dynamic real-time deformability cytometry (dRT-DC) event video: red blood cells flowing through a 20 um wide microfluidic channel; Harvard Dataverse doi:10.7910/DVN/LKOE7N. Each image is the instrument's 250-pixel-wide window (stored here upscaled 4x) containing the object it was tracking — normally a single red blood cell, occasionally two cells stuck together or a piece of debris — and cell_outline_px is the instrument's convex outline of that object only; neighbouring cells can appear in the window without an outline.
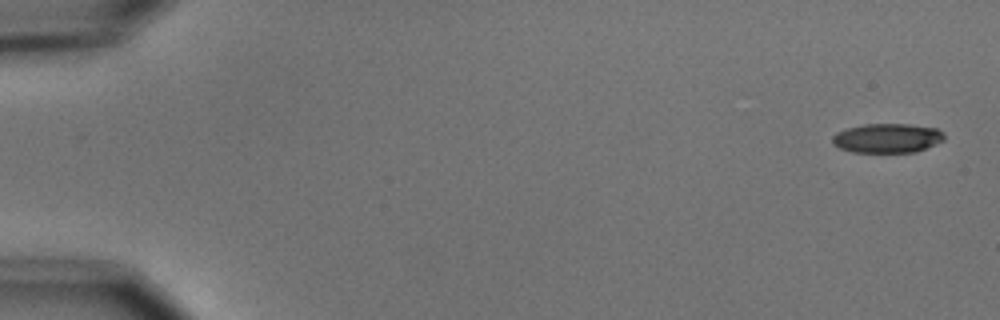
{"species": "common noctule bat (a hibernating species)", "species_latin": "Nyctalus noctula", "temperature_condition": "cold", "stored_images_in_passage": 5, "camera_frame_rate_fps": 3000, "um_per_image_px": 0.085, "animal": {"sex": "male", "body_mass_g": 15.6}, "frame": {"image": 1, "passage_image": 1, "time_ms": 0.0, "image_size_px": [1000, 320], "cell_outline_px": [[944, 140], [916, 152], [852, 152], [840, 148], [832, 144], [832, 136], [836, 132], [848, 128], [864, 124], [908, 124], [936, 128], [944, 132]], "centroid_in_image_um": [75.41, 11.74], "position_along_channel_um": 9.6, "area_um2": 19.13}}
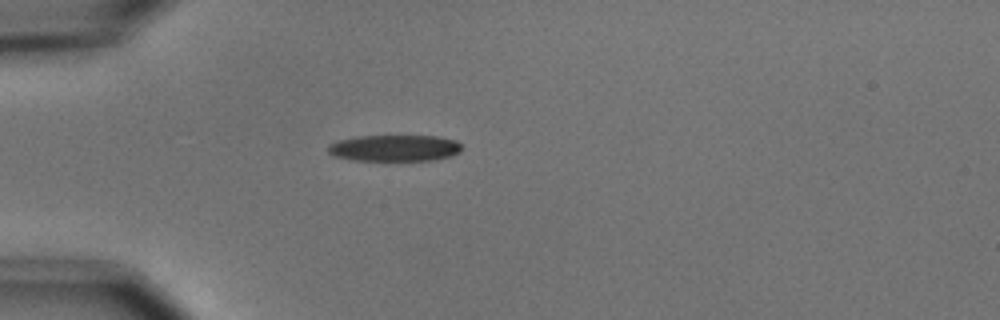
{"frame": {"image": 2, "passage_image": 5, "time_ms": 4.667, "image_size_px": [1000, 320], "cell_outline_px": [[460, 152], [452, 156], [436, 160], [352, 160], [332, 156], [328, 152], [328, 144], [340, 140], [356, 136], [436, 136], [456, 140], [460, 144]], "centroid_in_image_um": [33.53, 12.59], "position_along_channel_um": 51.5, "area_um2": 20.63}}